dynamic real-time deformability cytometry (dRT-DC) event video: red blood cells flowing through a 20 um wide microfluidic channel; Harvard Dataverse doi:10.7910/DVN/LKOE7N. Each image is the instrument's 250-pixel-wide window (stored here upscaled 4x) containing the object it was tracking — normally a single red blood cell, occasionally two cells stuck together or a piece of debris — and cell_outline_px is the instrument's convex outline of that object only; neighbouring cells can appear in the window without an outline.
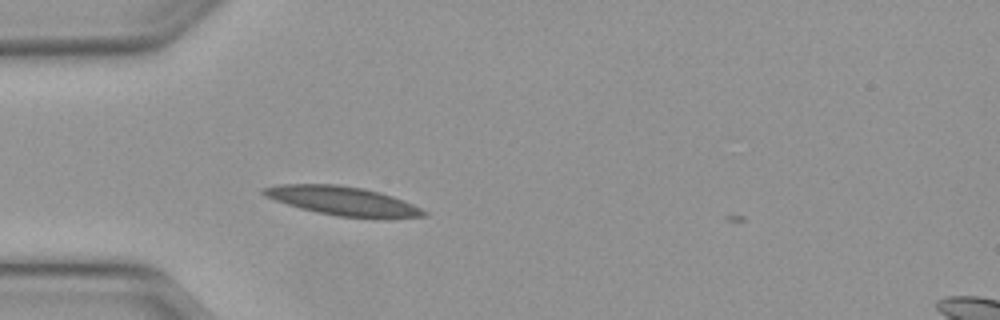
{"species": "Egyptian fruit bat (a non-hibernating species)", "species_latin": "Rousettus aegyptiacus", "temperature_condition": "warm", "stored_images_in_passage": 3, "camera_frame_rate_fps": 3000, "um_per_image_px": 0.085, "animal": {"sex": "female"}, "frame": {"image": 1, "passage_image": 2, "time_ms": 0.333, "image_size_px": [1000, 320], "cell_outline_px": [[428, 216], [384, 220], [380, 220], [336, 216], [316, 212], [300, 208], [264, 196], [260, 192], [260, 188], [276, 184], [336, 184], [364, 188], [380, 192], [392, 196], [412, 204], [428, 212]], "centroid_in_image_um": [29.18, 17.1], "position_along_channel_um": 55.8, "area_um2": 27.69}}